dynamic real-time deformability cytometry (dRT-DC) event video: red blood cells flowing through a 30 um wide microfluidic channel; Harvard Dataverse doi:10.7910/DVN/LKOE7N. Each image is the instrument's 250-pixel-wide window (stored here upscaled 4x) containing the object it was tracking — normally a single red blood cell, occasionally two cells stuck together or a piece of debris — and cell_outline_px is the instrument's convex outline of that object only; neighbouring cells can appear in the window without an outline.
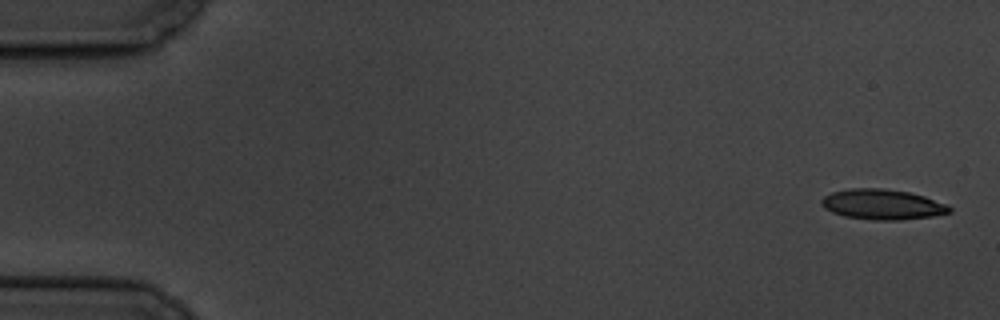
{"species": "common noctule bat (a hibernating species)", "species_latin": "Nyctalus noctula", "temperature_condition": "cold", "stored_images_in_passage": 8, "camera_frame_rate_fps": 3000, "um_per_image_px": 0.085, "animal": {"sex": "male", "body_mass_g": 19.5, "forearm_length_mm": 54.6}, "frame": {"image": 1, "passage_image": 1, "time_ms": 0.0, "image_size_px": [1000, 320], "cell_outline_px": [[952, 212], [932, 216], [900, 220], [876, 220], [844, 216], [832, 212], [824, 208], [820, 204], [820, 200], [824, 196], [832, 192], [848, 188], [880, 188], [908, 192], [924, 196], [948, 204], [952, 208]], "centroid_in_image_um": [75.0, 17.37], "position_along_channel_um": 10.0, "area_um2": 22.66}}
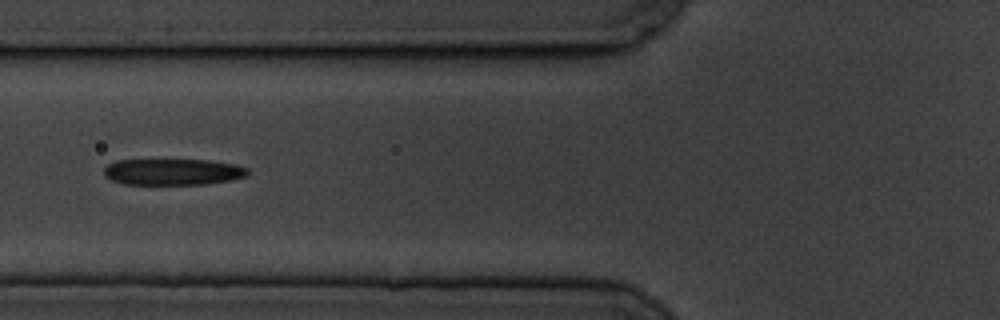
{"frame": {"image": 2, "passage_image": 7, "time_ms": 7.0, "image_size_px": [1000, 320], "cell_outline_px": [[248, 176], [228, 180], [204, 184], [124, 184], [112, 180], [104, 176], [104, 168], [108, 164], [116, 160], [208, 160], [236, 164], [248, 168]], "centroid_in_image_um": [14.68, 14.6], "position_along_channel_um": 111.1, "area_um2": 22.02}}
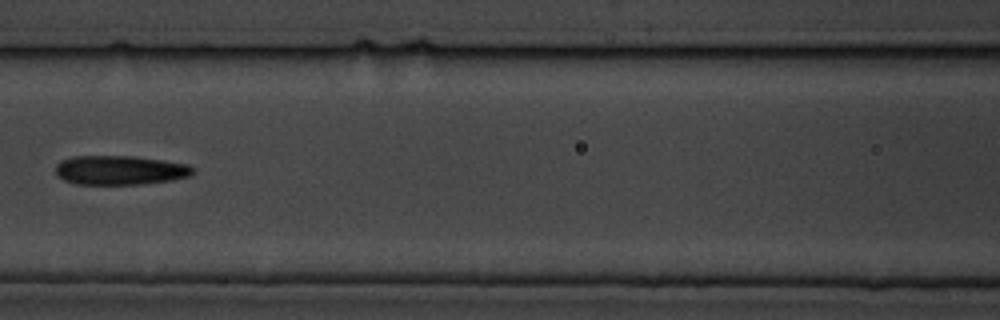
{"frame": {"image": 3, "passage_image": 8, "time_ms": 8.333, "image_size_px": [1000, 320], "cell_outline_px": [[196, 172], [192, 176], [172, 180], [140, 184], [76, 184], [64, 180], [56, 176], [56, 164], [60, 160], [72, 156], [132, 156], [188, 164]], "centroid_in_image_um": [10.18, 14.46], "position_along_channel_um": 156.4, "area_um2": 23.52}}